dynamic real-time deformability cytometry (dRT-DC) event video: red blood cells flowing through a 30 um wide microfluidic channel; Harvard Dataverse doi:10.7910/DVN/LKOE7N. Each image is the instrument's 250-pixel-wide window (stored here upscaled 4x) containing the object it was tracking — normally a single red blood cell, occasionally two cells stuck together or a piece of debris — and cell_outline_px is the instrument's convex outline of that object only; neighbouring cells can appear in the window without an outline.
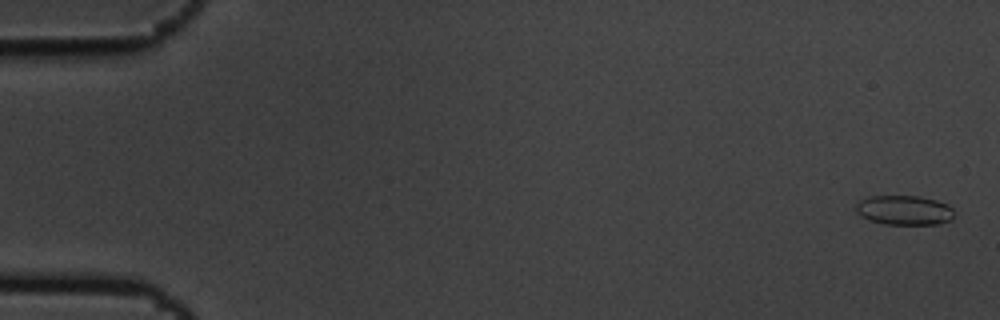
{"species": "common noctule bat (a hibernating species)", "species_latin": "Nyctalus noctula", "temperature_condition": "cold", "stored_images_in_passage": 6, "camera_frame_rate_fps": 3000, "um_per_image_px": 0.085, "animal": {"sex": "male", "body_mass_g": 19.5, "forearm_length_mm": 54.6}, "frame": {"image": 1, "passage_image": 1, "time_ms": 0.0, "image_size_px": [1000, 320], "cell_outline_px": [[952, 220], [940, 224], [884, 224], [860, 216], [856, 212], [856, 204], [860, 200], [868, 196], [920, 196], [936, 200], [948, 204], [952, 208]], "centroid_in_image_um": [76.86, 17.86], "position_along_channel_um": 8.1, "area_um2": 16.94}}
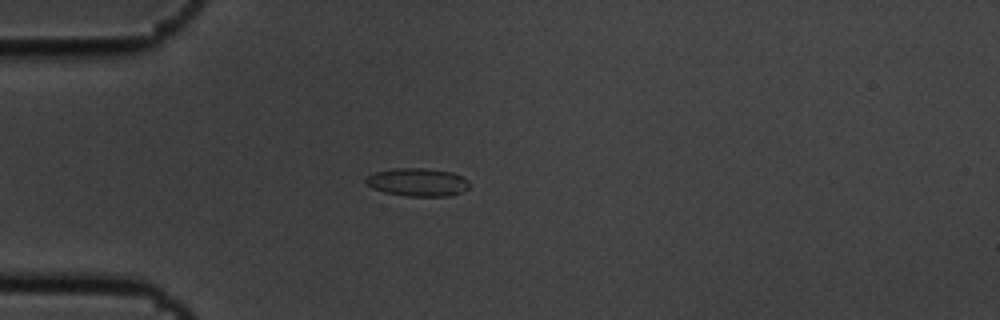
{"frame": {"image": 2, "passage_image": 5, "time_ms": 1.333, "image_size_px": [1000, 320], "cell_outline_px": [[468, 188], [452, 196], [408, 196], [384, 192], [372, 188], [364, 180], [372, 172], [396, 168], [424, 168], [452, 172], [464, 176], [468, 180]], "centroid_in_image_um": [35.5, 15.48], "position_along_channel_um": 49.5, "area_um2": 16.99}}